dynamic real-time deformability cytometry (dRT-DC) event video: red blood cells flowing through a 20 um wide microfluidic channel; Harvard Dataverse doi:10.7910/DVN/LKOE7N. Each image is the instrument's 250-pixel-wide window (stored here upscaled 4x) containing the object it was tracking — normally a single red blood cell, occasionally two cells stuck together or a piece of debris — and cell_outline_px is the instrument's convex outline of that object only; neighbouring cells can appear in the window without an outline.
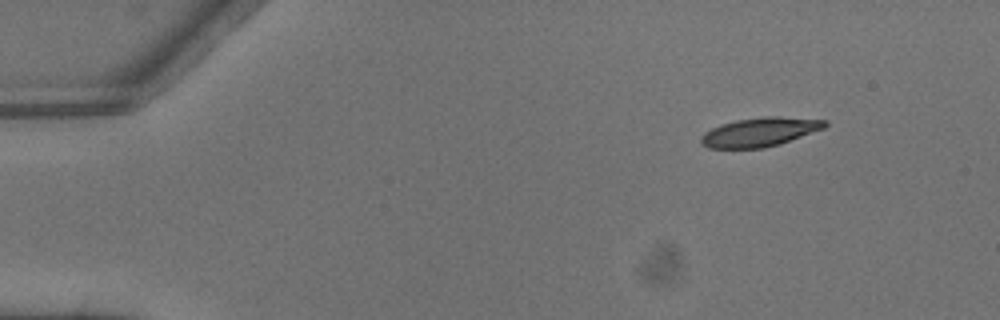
{"species": "common noctule bat (a hibernating species)", "species_latin": "Nyctalus noctula", "temperature_condition": "warm", "stored_images_in_passage": 4, "camera_frame_rate_fps": 3000, "um_per_image_px": 0.085, "animal": {"sex": "male", "body_mass_g": 13.3}, "frame": {"image": 1, "passage_image": 1, "time_ms": 0.0, "image_size_px": [1000, 320], "cell_outline_px": [[828, 124], [824, 128], [780, 144], [764, 148], [708, 148], [700, 144], [700, 136], [704, 132], [720, 124], [736, 120], [764, 116], [776, 116], [828, 120]], "centroid_in_image_um": [64.56, 11.22], "position_along_channel_um": 20.4, "area_um2": 21.04}}
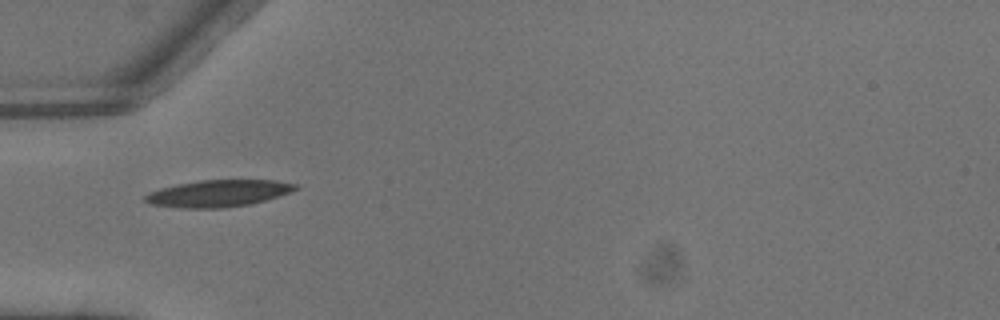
{"frame": {"image": 2, "passage_image": 3, "time_ms": 0.667, "image_size_px": [1000, 320], "cell_outline_px": [[300, 188], [292, 192], [264, 200], [248, 204], [224, 208], [180, 208], [148, 204], [144, 200], [144, 196], [148, 192], [160, 188], [176, 184], [200, 180], [276, 180], [296, 184]], "centroid_in_image_um": [18.52, 16.43], "position_along_channel_um": 66.5, "area_um2": 23.64}}
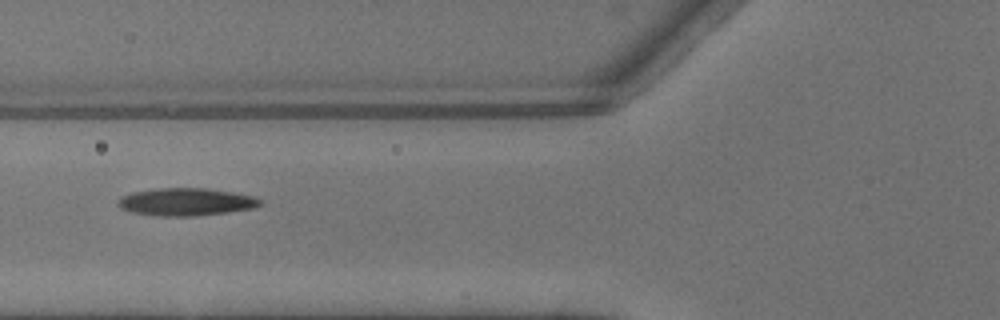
{"frame": {"image": 3, "passage_image": 4, "time_ms": 1.0, "image_size_px": [1000, 320], "cell_outline_px": [[264, 204], [252, 208], [228, 212], [192, 216], [160, 216], [132, 212], [120, 208], [116, 204], [124, 196], [136, 192], [156, 188], [208, 188], [232, 192], [252, 196], [260, 200]], "centroid_in_image_um": [15.84, 17.16], "position_along_channel_um": 110.0, "area_um2": 22.6}}